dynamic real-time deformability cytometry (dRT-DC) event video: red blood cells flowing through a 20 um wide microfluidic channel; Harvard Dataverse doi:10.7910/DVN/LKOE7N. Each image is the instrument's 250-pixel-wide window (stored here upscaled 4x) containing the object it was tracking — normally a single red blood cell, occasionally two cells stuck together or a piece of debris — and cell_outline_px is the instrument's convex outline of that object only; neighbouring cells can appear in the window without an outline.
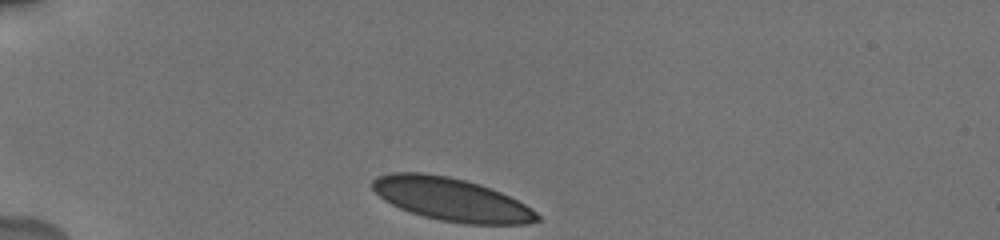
{"species": "human", "species_latin": "Homo sapiens", "temperature_condition": "cold", "stored_images_in_passage": 35, "camera_frame_rate_fps": 3000, "um_per_image_px": 0.085, "donor": {"sex": "male"}, "frame": {"image": 1, "passage_image": 1, "time_ms": 0.0, "image_size_px": [1000, 240], "cell_outline_px": [[540, 220], [528, 224], [468, 224], [440, 220], [424, 216], [400, 208], [384, 200], [372, 188], [372, 180], [376, 176], [392, 172], [424, 172], [448, 176], [480, 184], [500, 192], [524, 204], [536, 212], [540, 216]], "centroid_in_image_um": [38.35, 16.94], "position_along_channel_um": 46.6, "area_um2": 41.1}}
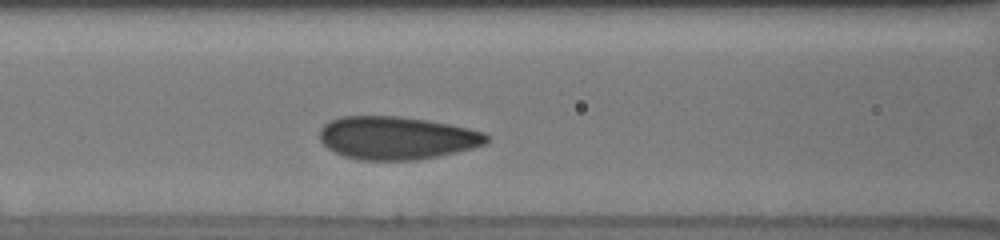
{"frame": {"image": 2, "passage_image": 16, "time_ms": 3.333, "image_size_px": [1000, 240], "cell_outline_px": [[488, 144], [456, 152], [416, 160], [364, 160], [344, 156], [328, 148], [320, 140], [320, 128], [324, 124], [340, 116], [396, 116], [424, 120], [448, 124], [468, 128], [484, 132], [488, 136]], "centroid_in_image_um": [33.72, 11.72], "position_along_channel_um": 132.9, "area_um2": 41.56}}
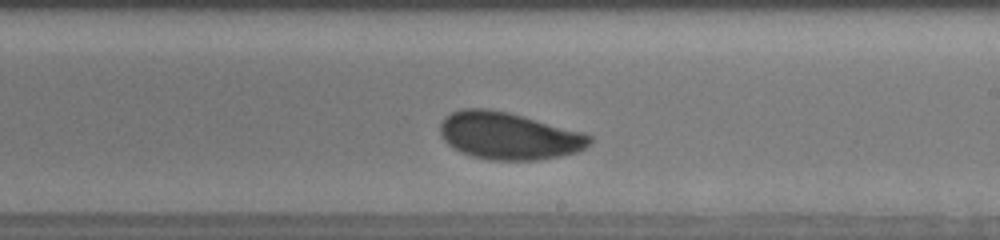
{"frame": {"image": 3, "passage_image": 24, "time_ms": 6.333, "image_size_px": [1000, 240], "cell_outline_px": [[592, 140], [584, 148], [576, 152], [560, 156], [536, 160], [488, 160], [472, 156], [460, 152], [452, 148], [440, 136], [440, 124], [452, 112], [464, 108], [488, 108], [508, 112], [584, 132], [592, 136]], "centroid_in_image_um": [43.23, 11.55], "position_along_channel_um": 245.8, "area_um2": 41.15}, "authors_computed_cell_mechanics": {"area_um2": 41.4426, "velocity_mm_per_s": 3.778, "shape_relaxation_time_tau1_ms": 2.5849, "shape_relaxation_time_tau2_ms": 0.6269, "deformation_change_tau1": 0.0765, "deformation_change_tau2": 0.0677}}